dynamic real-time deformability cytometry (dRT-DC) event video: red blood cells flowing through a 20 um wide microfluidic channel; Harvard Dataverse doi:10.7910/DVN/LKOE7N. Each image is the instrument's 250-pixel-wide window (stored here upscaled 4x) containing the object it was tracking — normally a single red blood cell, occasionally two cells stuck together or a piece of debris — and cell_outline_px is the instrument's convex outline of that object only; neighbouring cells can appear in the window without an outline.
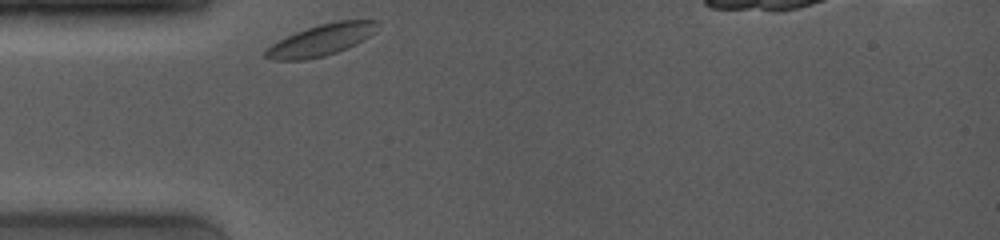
{"species": "common noctule bat (a hibernating species)", "species_latin": "Nyctalus noctula", "temperature_condition": "room temperature", "stored_images_in_passage": 41, "camera_frame_rate_fps": 4000, "um_per_image_px": 0.085, "animal": {"sex": "female", "body_mass_g": 19.0, "forearm_length_mm": 53.3}, "frame": {"image": 1, "passage_image": 1, "time_ms": 0.0, "image_size_px": [1000, 240], "cell_outline_px": [[380, 20], [372, 32], [368, 36], [356, 44], [336, 52], [324, 56], [304, 60], [268, 60], [264, 56], [264, 52], [272, 44], [296, 32], [320, 24], [340, 20]], "centroid_in_image_um": [27.26, 3.41], "position_along_channel_um": 57.7, "area_um2": 20.06}}
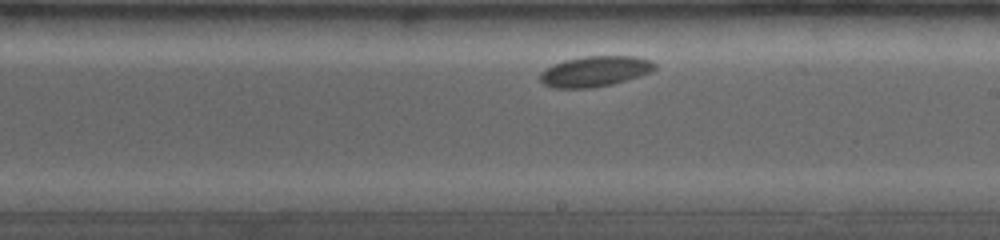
{"frame": {"image": 2, "passage_image": 22, "time_ms": 5.25, "image_size_px": [1000, 240], "cell_outline_px": [[656, 68], [652, 72], [628, 80], [612, 84], [592, 88], [552, 88], [544, 84], [540, 80], [540, 72], [544, 68], [552, 64], [564, 60], [584, 56], [636, 56], [652, 60], [656, 64]], "centroid_in_image_um": [50.58, 6.06], "position_along_channel_um": 238.4, "area_um2": 20.75}}
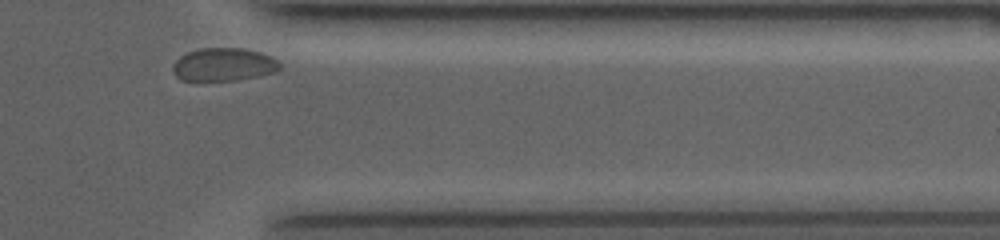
{"frame": {"image": 3, "passage_image": 39, "time_ms": 9.5, "image_size_px": [1000, 240], "cell_outline_px": [[280, 68], [276, 72], [236, 80], [180, 80], [172, 72], [172, 68], [176, 60], [180, 56], [188, 52], [200, 48], [244, 48], [260, 52], [272, 56], [280, 64]], "centroid_in_image_um": [19.0, 5.48], "position_along_channel_um": 392.4, "area_um2": 20.58}}